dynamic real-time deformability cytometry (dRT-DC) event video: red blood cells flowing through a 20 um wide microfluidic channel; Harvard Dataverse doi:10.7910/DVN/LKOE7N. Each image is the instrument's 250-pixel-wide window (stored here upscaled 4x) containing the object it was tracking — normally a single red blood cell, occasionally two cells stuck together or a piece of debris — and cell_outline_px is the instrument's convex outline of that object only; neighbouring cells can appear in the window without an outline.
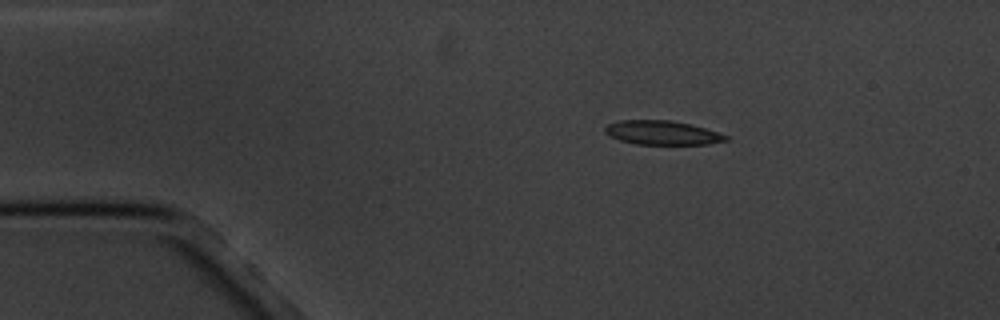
{"species": "common noctule bat (a hibernating species)", "species_latin": "Nyctalus noctula", "temperature_condition": "cold", "stored_images_in_passage": 3, "camera_frame_rate_fps": 3000, "um_per_image_px": 0.085, "animal": {"sex": "male", "body_mass_g": 20.1, "forearm_length_mm": 53.5}, "frame": {"image": 1, "passage_image": 2, "time_ms": 1.0, "image_size_px": [1000, 320], "cell_outline_px": [[728, 140], [708, 144], [636, 144], [620, 140], [608, 136], [604, 132], [604, 128], [608, 124], [620, 120], [668, 120], [692, 124], [728, 136]], "centroid_in_image_um": [56.25, 11.28], "position_along_channel_um": 28.8, "area_um2": 16.88}}